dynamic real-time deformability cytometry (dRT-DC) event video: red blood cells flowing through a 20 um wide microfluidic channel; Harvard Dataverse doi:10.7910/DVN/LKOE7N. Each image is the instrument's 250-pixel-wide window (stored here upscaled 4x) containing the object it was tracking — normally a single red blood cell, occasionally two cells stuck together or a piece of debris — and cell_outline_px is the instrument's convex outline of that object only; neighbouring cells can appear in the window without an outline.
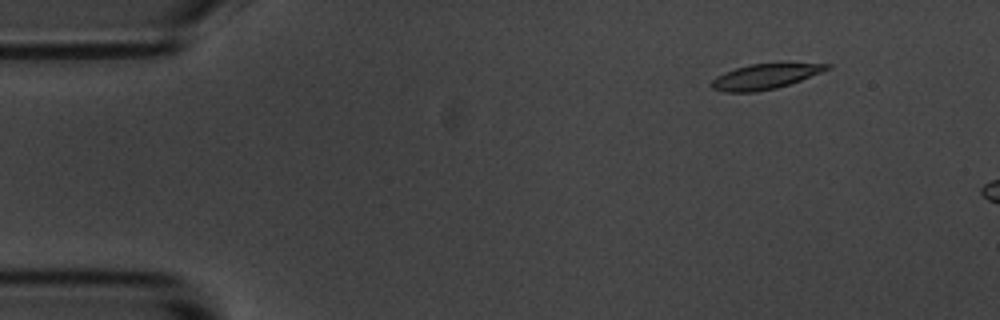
{"species": "common noctule bat (a hibernating species)", "species_latin": "Nyctalus noctula", "temperature_condition": "room temperature", "stored_images_in_passage": 3, "camera_frame_rate_fps": 3000, "um_per_image_px": 0.085, "animal": {"sex": "male", "body_mass_g": 20.1, "forearm_length_mm": 53.5}, "frame": {"image": 1, "passage_image": 2, "time_ms": 1.333, "image_size_px": [1000, 320], "cell_outline_px": [[832, 68], [800, 80], [776, 88], [756, 92], [724, 92], [712, 88], [708, 84], [716, 76], [724, 72], [736, 68], [752, 64], [832, 64]], "centroid_in_image_um": [64.96, 6.52], "position_along_channel_um": 20.0, "area_um2": 16.65}}